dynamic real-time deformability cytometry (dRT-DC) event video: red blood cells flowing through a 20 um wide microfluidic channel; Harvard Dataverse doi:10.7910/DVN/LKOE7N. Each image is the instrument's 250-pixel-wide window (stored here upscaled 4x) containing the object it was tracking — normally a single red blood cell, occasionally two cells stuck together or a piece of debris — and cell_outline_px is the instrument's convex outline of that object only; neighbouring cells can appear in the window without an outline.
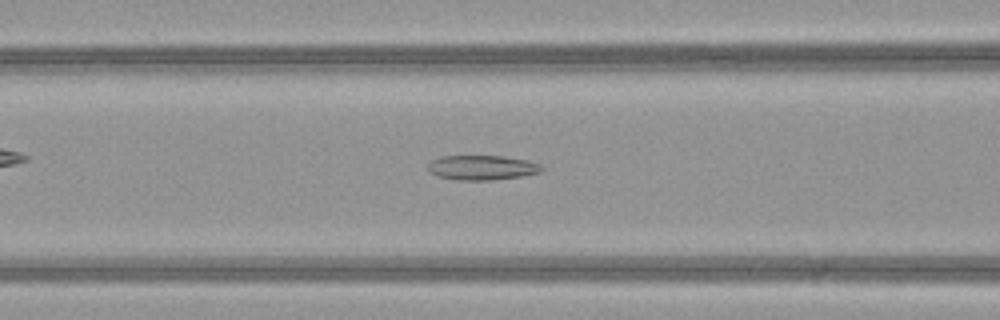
{"species": "common noctule bat (a hibernating species)", "species_latin": "Nyctalus noctula", "temperature_condition": "warm", "stored_images_in_passage": 46, "camera_frame_rate_fps": 3000, "um_per_image_px": 0.085, "animal": {"sex": "female", "body_mass_g": 21.9}, "frame": {"image": 1, "passage_image": 18, "time_ms": 5.667, "image_size_px": [1000, 320], "cell_outline_px": [[544, 168], [540, 172], [520, 176], [492, 180], [456, 180], [436, 176], [428, 172], [428, 164], [432, 160], [440, 156], [504, 156], [528, 160], [540, 164]], "centroid_in_image_um": [40.94, 14.24], "position_along_channel_um": 125.7, "area_um2": 16.47}}
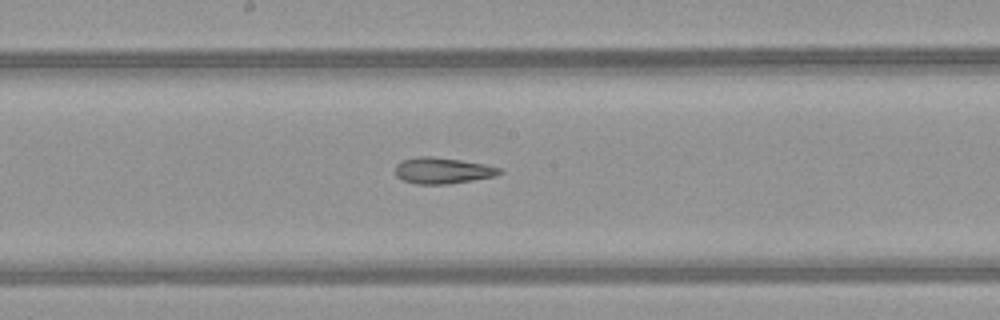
{"frame": {"image": 2, "passage_image": 24, "time_ms": 7.667, "image_size_px": [1000, 320], "cell_outline_px": [[504, 172], [496, 176], [448, 184], [416, 184], [404, 180], [396, 176], [396, 164], [400, 160], [420, 156], [432, 156], [460, 160], [484, 164], [500, 168]], "centroid_in_image_um": [37.61, 14.49], "position_along_channel_um": 210.6, "area_um2": 15.9}}
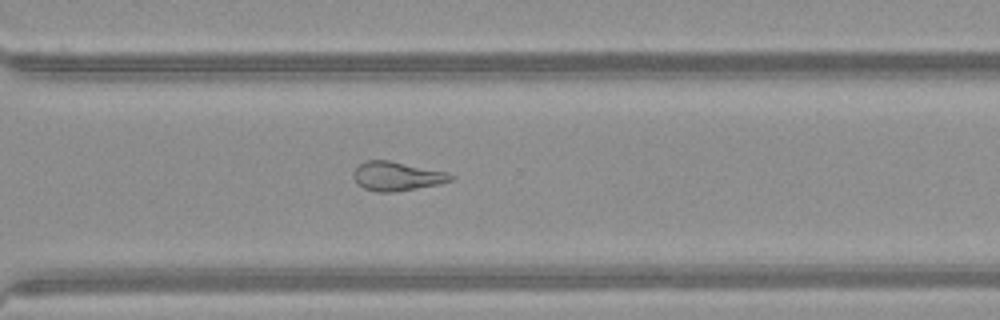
{"frame": {"image": 3, "passage_image": 33, "time_ms": 10.667, "image_size_px": [1000, 320], "cell_outline_px": [[456, 176], [452, 180], [440, 184], [396, 192], [376, 192], [364, 188], [356, 184], [352, 176], [352, 172], [360, 164], [368, 160], [388, 160], [448, 172]], "centroid_in_image_um": [33.73, 14.99], "position_along_channel_um": 336.9, "area_um2": 16.65}, "authors_computed_cell_mechanics": {"area_um2": 18.4671, "velocity_mm_per_s": 4.2287, "shape_relaxation_time_tau1_ms": null, "shape_relaxation_time_tau2_ms": 4.4419, "deformation_change_tau1": null, "deformation_change_tau2": 0.1415}}